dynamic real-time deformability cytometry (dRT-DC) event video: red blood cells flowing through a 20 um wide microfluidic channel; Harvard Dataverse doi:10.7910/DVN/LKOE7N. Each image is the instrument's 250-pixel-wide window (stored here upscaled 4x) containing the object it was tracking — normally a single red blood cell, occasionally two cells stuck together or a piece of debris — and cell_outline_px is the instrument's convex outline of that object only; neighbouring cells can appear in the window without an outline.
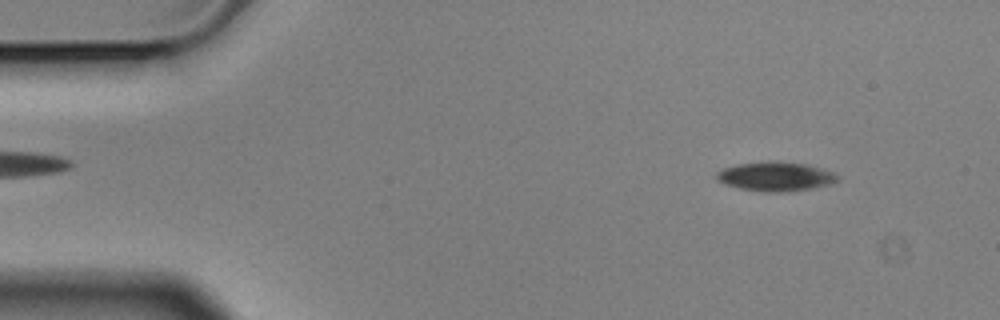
{"species": "Egyptian fruit bat (a non-hibernating species)", "species_latin": "Rousettus aegyptiacus", "temperature_condition": "cold", "stored_images_in_passage": 4, "camera_frame_rate_fps": 3000, "um_per_image_px": 0.085, "animal": {"sex": "male"}, "frame": {"image": 1, "passage_image": 1, "time_ms": 0.0, "image_size_px": [1000, 320], "cell_outline_px": [[840, 180], [832, 184], [812, 188], [784, 192], [764, 192], [740, 188], [724, 184], [716, 180], [716, 172], [724, 168], [736, 164], [768, 160], [772, 160], [804, 164], [820, 168], [832, 172], [840, 176]], "centroid_in_image_um": [65.91, 14.99], "position_along_channel_um": 19.1, "area_um2": 20.81}}
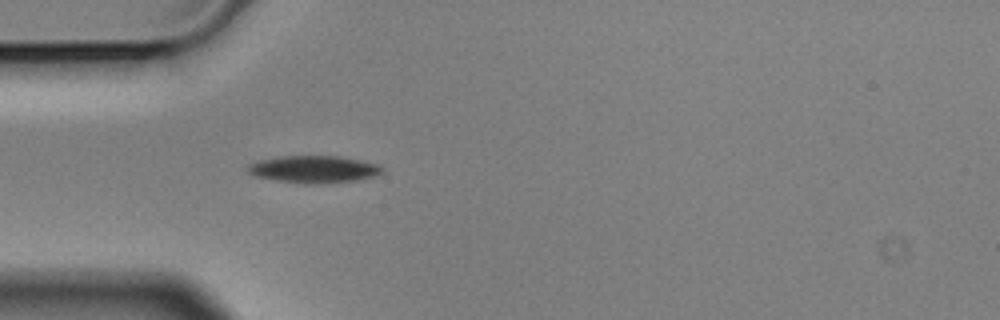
{"frame": {"image": 2, "passage_image": 4, "time_ms": 1.0, "image_size_px": [1000, 320], "cell_outline_px": [[384, 172], [376, 176], [356, 180], [308, 184], [280, 180], [256, 176], [248, 172], [244, 168], [248, 164], [260, 160], [280, 156], [340, 156], [380, 164], [384, 168]], "centroid_in_image_um": [26.71, 14.37], "position_along_channel_um": 58.3, "area_um2": 21.21}}